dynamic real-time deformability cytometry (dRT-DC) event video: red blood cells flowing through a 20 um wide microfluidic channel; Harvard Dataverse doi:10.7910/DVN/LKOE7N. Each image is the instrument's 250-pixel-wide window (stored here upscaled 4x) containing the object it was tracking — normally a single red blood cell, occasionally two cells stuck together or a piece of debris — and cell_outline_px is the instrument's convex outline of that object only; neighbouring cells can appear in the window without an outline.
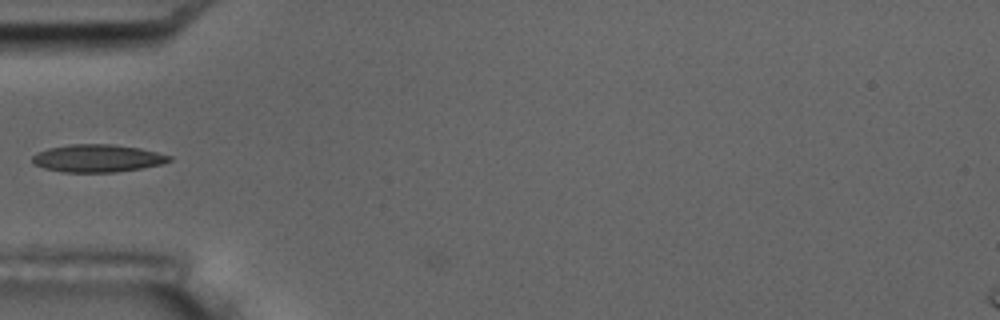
{"species": "common noctule bat (a hibernating species)", "species_latin": "Nyctalus noctula", "temperature_condition": "room temperature", "stored_images_in_passage": 4, "camera_frame_rate_fps": 3000, "um_per_image_px": 0.085, "animal": {"sex": "male", "body_mass_g": 17.5, "forearm_length_mm": 52.3}, "frame": {"image": 1, "passage_image": 3, "time_ms": 2.667, "image_size_px": [1000, 320], "cell_outline_px": [[172, 160], [164, 164], [116, 172], [64, 172], [44, 168], [36, 164], [32, 160], [32, 156], [36, 152], [48, 148], [68, 144], [112, 144], [140, 148], [172, 156]], "centroid_in_image_um": [8.29, 13.45], "position_along_channel_um": 76.7, "area_um2": 22.08}}